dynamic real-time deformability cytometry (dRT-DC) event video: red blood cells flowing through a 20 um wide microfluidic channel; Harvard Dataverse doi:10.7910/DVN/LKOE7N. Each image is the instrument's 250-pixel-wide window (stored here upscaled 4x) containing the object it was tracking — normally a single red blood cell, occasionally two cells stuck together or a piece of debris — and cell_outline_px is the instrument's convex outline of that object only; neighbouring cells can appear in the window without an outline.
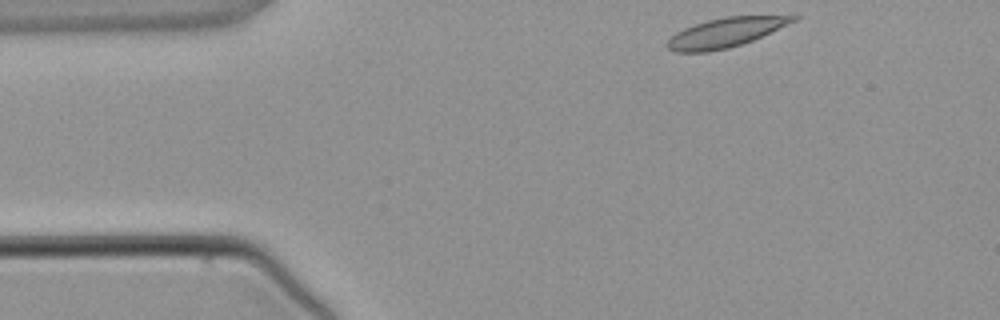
{"species": "common noctule bat (a hibernating species)", "species_latin": "Nyctalus noctula", "temperature_condition": "warm", "stored_images_in_passage": 3, "camera_frame_rate_fps": 3000, "um_per_image_px": 0.085, "animal": {"sex": "male", "body_mass_g": 21.5, "forearm_length_mm": 52.0}, "frame": {"image": 1, "passage_image": 1, "time_ms": 0.0, "image_size_px": [1000, 320], "cell_outline_px": [[800, 16], [796, 20], [752, 40], [728, 48], [708, 52], [676, 52], [668, 48], [664, 44], [676, 32], [684, 28], [708, 20], [724, 16]], "centroid_in_image_um": [61.59, 2.78], "position_along_channel_um": 23.4, "area_um2": 21.1}}
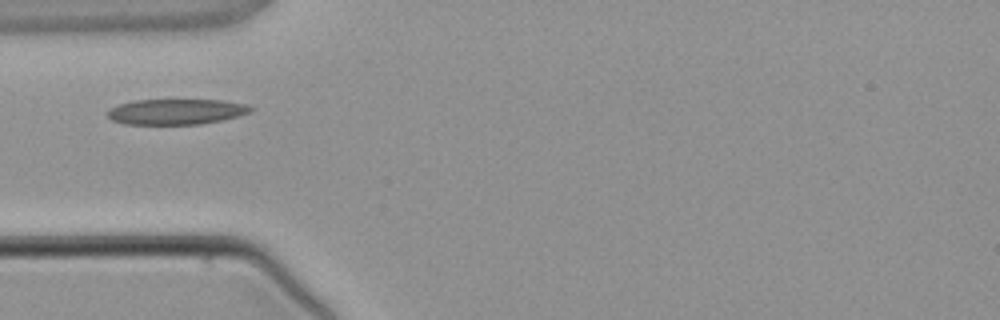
{"frame": {"image": 2, "passage_image": 3, "time_ms": 2.333, "image_size_px": [1000, 320], "cell_outline_px": [[256, 108], [248, 112], [224, 120], [200, 124], [124, 124], [112, 120], [108, 116], [108, 112], [112, 108], [120, 104], [132, 100], [224, 100], [248, 104]], "centroid_in_image_um": [15.02, 9.49], "position_along_channel_um": 70.0, "area_um2": 21.27}}